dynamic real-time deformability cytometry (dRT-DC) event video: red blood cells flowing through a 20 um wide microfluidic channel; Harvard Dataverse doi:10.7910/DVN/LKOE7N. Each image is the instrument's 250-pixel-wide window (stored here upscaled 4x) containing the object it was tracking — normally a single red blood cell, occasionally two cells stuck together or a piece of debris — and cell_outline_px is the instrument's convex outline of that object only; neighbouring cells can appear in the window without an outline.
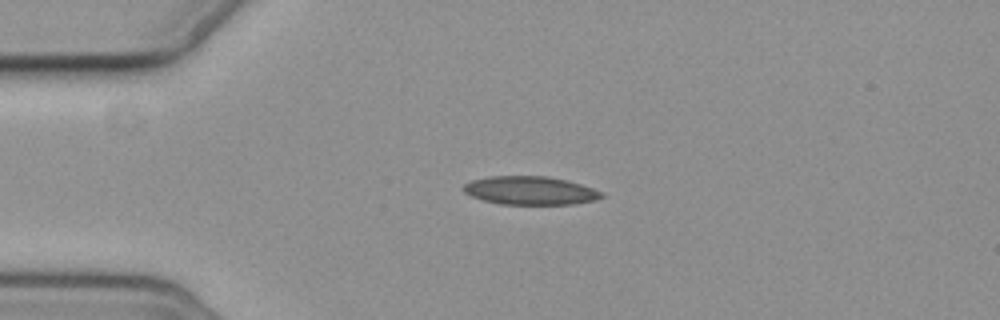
{"species": "common noctule bat (a hibernating species)", "species_latin": "Nyctalus noctula", "temperature_condition": "cold", "stored_images_in_passage": 3, "camera_frame_rate_fps": 3000, "um_per_image_px": 0.085, "animal": {"sex": "female", "body_mass_g": 19.3, "forearm_length_mm": 54.1}, "frame": {"image": 1, "passage_image": 2, "time_ms": 1.0, "image_size_px": [1000, 320], "cell_outline_px": [[604, 196], [592, 200], [572, 204], [500, 204], [484, 200], [472, 196], [464, 192], [460, 188], [464, 184], [472, 180], [488, 176], [548, 176], [580, 184], [592, 188], [600, 192]], "centroid_in_image_um": [44.99, 16.19], "position_along_channel_um": 40.0, "area_um2": 22.6}}